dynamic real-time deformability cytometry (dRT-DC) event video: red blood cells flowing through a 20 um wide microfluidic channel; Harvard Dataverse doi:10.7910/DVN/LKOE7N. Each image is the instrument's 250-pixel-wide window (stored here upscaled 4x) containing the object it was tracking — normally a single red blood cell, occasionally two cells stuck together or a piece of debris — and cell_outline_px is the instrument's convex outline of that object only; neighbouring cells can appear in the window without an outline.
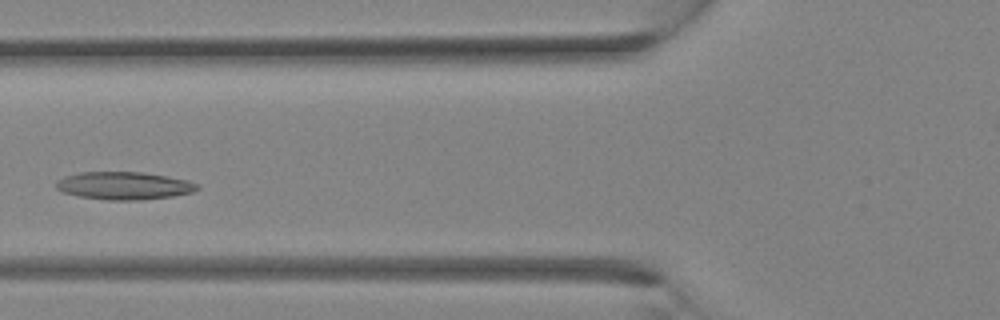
{"species": "Egyptian fruit bat (a non-hibernating species)", "species_latin": "Rousettus aegyptiacus", "temperature_condition": "room temperature", "stored_images_in_passage": 3, "camera_frame_rate_fps": 3000, "um_per_image_px": 0.085, "animal": {"sex": "female"}, "frame": {"image": 1, "passage_image": 3, "time_ms": 0.667, "image_size_px": [1000, 320], "cell_outline_px": [[200, 188], [192, 192], [172, 196], [140, 200], [108, 200], [80, 196], [64, 192], [56, 188], [56, 180], [64, 176], [80, 172], [144, 172], [188, 180], [200, 184]], "centroid_in_image_um": [10.56, 15.77], "position_along_channel_um": 115.2, "area_um2": 22.83}}